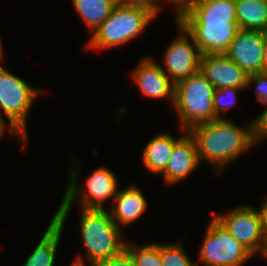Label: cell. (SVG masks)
<instances>
[{"instance_id": "1", "label": "cell", "mask_w": 267, "mask_h": 266, "mask_svg": "<svg viewBox=\"0 0 267 266\" xmlns=\"http://www.w3.org/2000/svg\"><path fill=\"white\" fill-rule=\"evenodd\" d=\"M201 54H224L239 30L235 0H198L179 21Z\"/></svg>"}, {"instance_id": "2", "label": "cell", "mask_w": 267, "mask_h": 266, "mask_svg": "<svg viewBox=\"0 0 267 266\" xmlns=\"http://www.w3.org/2000/svg\"><path fill=\"white\" fill-rule=\"evenodd\" d=\"M244 127L225 118L195 125L188 133L195 140L200 162L208 161L217 173L257 144L254 120Z\"/></svg>"}, {"instance_id": "3", "label": "cell", "mask_w": 267, "mask_h": 266, "mask_svg": "<svg viewBox=\"0 0 267 266\" xmlns=\"http://www.w3.org/2000/svg\"><path fill=\"white\" fill-rule=\"evenodd\" d=\"M80 237L86 259L99 264L126 249L127 241L106 209L81 208Z\"/></svg>"}, {"instance_id": "4", "label": "cell", "mask_w": 267, "mask_h": 266, "mask_svg": "<svg viewBox=\"0 0 267 266\" xmlns=\"http://www.w3.org/2000/svg\"><path fill=\"white\" fill-rule=\"evenodd\" d=\"M75 167H72V171L69 173L70 183L65 189L62 202L60 203L58 210L56 211L53 219L61 226L64 227V223L69 211L75 200L79 199L81 208L87 209H105L104 203L117 195L118 192V179L113 171L106 167L96 168L86 178V182L82 187L78 186L79 167L76 163Z\"/></svg>"}, {"instance_id": "5", "label": "cell", "mask_w": 267, "mask_h": 266, "mask_svg": "<svg viewBox=\"0 0 267 266\" xmlns=\"http://www.w3.org/2000/svg\"><path fill=\"white\" fill-rule=\"evenodd\" d=\"M156 17L150 9L116 4L111 14L93 32L87 47L105 50L126 44L143 33Z\"/></svg>"}, {"instance_id": "6", "label": "cell", "mask_w": 267, "mask_h": 266, "mask_svg": "<svg viewBox=\"0 0 267 266\" xmlns=\"http://www.w3.org/2000/svg\"><path fill=\"white\" fill-rule=\"evenodd\" d=\"M214 86L200 70L175 84L173 106L179 116L180 130L216 120L213 101Z\"/></svg>"}, {"instance_id": "7", "label": "cell", "mask_w": 267, "mask_h": 266, "mask_svg": "<svg viewBox=\"0 0 267 266\" xmlns=\"http://www.w3.org/2000/svg\"><path fill=\"white\" fill-rule=\"evenodd\" d=\"M41 92L43 93L0 65V108L9 120L10 135L20 138L24 148L29 140L26 128L27 117L33 101L42 94Z\"/></svg>"}, {"instance_id": "8", "label": "cell", "mask_w": 267, "mask_h": 266, "mask_svg": "<svg viewBox=\"0 0 267 266\" xmlns=\"http://www.w3.org/2000/svg\"><path fill=\"white\" fill-rule=\"evenodd\" d=\"M199 250L204 266H242L254 256L213 218L206 229Z\"/></svg>"}, {"instance_id": "9", "label": "cell", "mask_w": 267, "mask_h": 266, "mask_svg": "<svg viewBox=\"0 0 267 266\" xmlns=\"http://www.w3.org/2000/svg\"><path fill=\"white\" fill-rule=\"evenodd\" d=\"M214 218L253 255L257 252L261 254L266 238L259 209L249 205L239 206Z\"/></svg>"}, {"instance_id": "10", "label": "cell", "mask_w": 267, "mask_h": 266, "mask_svg": "<svg viewBox=\"0 0 267 266\" xmlns=\"http://www.w3.org/2000/svg\"><path fill=\"white\" fill-rule=\"evenodd\" d=\"M175 23L181 33L165 49L163 64L160 67L168 78L177 84L200 70L202 54L192 35L178 21Z\"/></svg>"}, {"instance_id": "11", "label": "cell", "mask_w": 267, "mask_h": 266, "mask_svg": "<svg viewBox=\"0 0 267 266\" xmlns=\"http://www.w3.org/2000/svg\"><path fill=\"white\" fill-rule=\"evenodd\" d=\"M265 32L239 29L224 53L248 75L261 73Z\"/></svg>"}, {"instance_id": "12", "label": "cell", "mask_w": 267, "mask_h": 266, "mask_svg": "<svg viewBox=\"0 0 267 266\" xmlns=\"http://www.w3.org/2000/svg\"><path fill=\"white\" fill-rule=\"evenodd\" d=\"M200 72L214 86L220 88L247 89L248 74L225 54L201 56Z\"/></svg>"}, {"instance_id": "13", "label": "cell", "mask_w": 267, "mask_h": 266, "mask_svg": "<svg viewBox=\"0 0 267 266\" xmlns=\"http://www.w3.org/2000/svg\"><path fill=\"white\" fill-rule=\"evenodd\" d=\"M132 78L146 97L162 100L169 98L173 105L175 84L152 58L141 59L132 71Z\"/></svg>"}, {"instance_id": "14", "label": "cell", "mask_w": 267, "mask_h": 266, "mask_svg": "<svg viewBox=\"0 0 267 266\" xmlns=\"http://www.w3.org/2000/svg\"><path fill=\"white\" fill-rule=\"evenodd\" d=\"M200 163L195 140L184 130V135L174 144L167 167L162 173L165 183L173 185L181 182L195 172Z\"/></svg>"}, {"instance_id": "15", "label": "cell", "mask_w": 267, "mask_h": 266, "mask_svg": "<svg viewBox=\"0 0 267 266\" xmlns=\"http://www.w3.org/2000/svg\"><path fill=\"white\" fill-rule=\"evenodd\" d=\"M116 200L109 211L114 223L120 228L137 221L147 209V201L136 185L118 190Z\"/></svg>"}, {"instance_id": "16", "label": "cell", "mask_w": 267, "mask_h": 266, "mask_svg": "<svg viewBox=\"0 0 267 266\" xmlns=\"http://www.w3.org/2000/svg\"><path fill=\"white\" fill-rule=\"evenodd\" d=\"M181 137L175 138L166 131L151 138L142 151V163L148 172L162 174L165 171L173 146Z\"/></svg>"}, {"instance_id": "17", "label": "cell", "mask_w": 267, "mask_h": 266, "mask_svg": "<svg viewBox=\"0 0 267 266\" xmlns=\"http://www.w3.org/2000/svg\"><path fill=\"white\" fill-rule=\"evenodd\" d=\"M63 227L51 219L42 238L22 266H53Z\"/></svg>"}, {"instance_id": "18", "label": "cell", "mask_w": 267, "mask_h": 266, "mask_svg": "<svg viewBox=\"0 0 267 266\" xmlns=\"http://www.w3.org/2000/svg\"><path fill=\"white\" fill-rule=\"evenodd\" d=\"M239 29L267 32V0H235Z\"/></svg>"}, {"instance_id": "19", "label": "cell", "mask_w": 267, "mask_h": 266, "mask_svg": "<svg viewBox=\"0 0 267 266\" xmlns=\"http://www.w3.org/2000/svg\"><path fill=\"white\" fill-rule=\"evenodd\" d=\"M72 3L92 34L111 14L116 5L114 0H72Z\"/></svg>"}, {"instance_id": "20", "label": "cell", "mask_w": 267, "mask_h": 266, "mask_svg": "<svg viewBox=\"0 0 267 266\" xmlns=\"http://www.w3.org/2000/svg\"><path fill=\"white\" fill-rule=\"evenodd\" d=\"M127 240L126 250L135 261L136 266H162L160 260V243H150L141 247Z\"/></svg>"}, {"instance_id": "21", "label": "cell", "mask_w": 267, "mask_h": 266, "mask_svg": "<svg viewBox=\"0 0 267 266\" xmlns=\"http://www.w3.org/2000/svg\"><path fill=\"white\" fill-rule=\"evenodd\" d=\"M162 266H197L184 251L182 243L160 244Z\"/></svg>"}, {"instance_id": "22", "label": "cell", "mask_w": 267, "mask_h": 266, "mask_svg": "<svg viewBox=\"0 0 267 266\" xmlns=\"http://www.w3.org/2000/svg\"><path fill=\"white\" fill-rule=\"evenodd\" d=\"M240 91L244 90L240 88H220L215 90L213 107L217 119H225L221 113L223 112L226 115L227 110L236 105L237 93H240Z\"/></svg>"}, {"instance_id": "23", "label": "cell", "mask_w": 267, "mask_h": 266, "mask_svg": "<svg viewBox=\"0 0 267 266\" xmlns=\"http://www.w3.org/2000/svg\"><path fill=\"white\" fill-rule=\"evenodd\" d=\"M252 83L256 86L255 94L258 102H261L263 105L267 104V74H250L248 76L247 89L252 86Z\"/></svg>"}, {"instance_id": "24", "label": "cell", "mask_w": 267, "mask_h": 266, "mask_svg": "<svg viewBox=\"0 0 267 266\" xmlns=\"http://www.w3.org/2000/svg\"><path fill=\"white\" fill-rule=\"evenodd\" d=\"M161 1L163 2V0ZM197 1L198 0H166V2L172 3L174 4V6H176L175 7L176 16L174 21H179L186 13H188L193 8V6ZM155 4H156V16H157L160 13L159 11L162 9L160 8L161 7L160 0H155Z\"/></svg>"}, {"instance_id": "25", "label": "cell", "mask_w": 267, "mask_h": 266, "mask_svg": "<svg viewBox=\"0 0 267 266\" xmlns=\"http://www.w3.org/2000/svg\"><path fill=\"white\" fill-rule=\"evenodd\" d=\"M264 110L254 118V135L256 142L259 143L264 138H267V104Z\"/></svg>"}, {"instance_id": "26", "label": "cell", "mask_w": 267, "mask_h": 266, "mask_svg": "<svg viewBox=\"0 0 267 266\" xmlns=\"http://www.w3.org/2000/svg\"><path fill=\"white\" fill-rule=\"evenodd\" d=\"M98 266H136V264L130 253L125 249L119 255L100 262Z\"/></svg>"}, {"instance_id": "27", "label": "cell", "mask_w": 267, "mask_h": 266, "mask_svg": "<svg viewBox=\"0 0 267 266\" xmlns=\"http://www.w3.org/2000/svg\"><path fill=\"white\" fill-rule=\"evenodd\" d=\"M117 5L138 6L150 9L156 15L155 0H114Z\"/></svg>"}, {"instance_id": "28", "label": "cell", "mask_w": 267, "mask_h": 266, "mask_svg": "<svg viewBox=\"0 0 267 266\" xmlns=\"http://www.w3.org/2000/svg\"><path fill=\"white\" fill-rule=\"evenodd\" d=\"M259 210L262 216L264 235L267 240V196L263 199L262 205Z\"/></svg>"}, {"instance_id": "29", "label": "cell", "mask_w": 267, "mask_h": 266, "mask_svg": "<svg viewBox=\"0 0 267 266\" xmlns=\"http://www.w3.org/2000/svg\"><path fill=\"white\" fill-rule=\"evenodd\" d=\"M261 73L267 74V32H265L264 36V54Z\"/></svg>"}, {"instance_id": "30", "label": "cell", "mask_w": 267, "mask_h": 266, "mask_svg": "<svg viewBox=\"0 0 267 266\" xmlns=\"http://www.w3.org/2000/svg\"><path fill=\"white\" fill-rule=\"evenodd\" d=\"M82 256H78L74 261H73V264H71L70 266H87L84 262V259L83 257L81 258ZM89 266H98L97 263H94V262H91L89 261Z\"/></svg>"}, {"instance_id": "31", "label": "cell", "mask_w": 267, "mask_h": 266, "mask_svg": "<svg viewBox=\"0 0 267 266\" xmlns=\"http://www.w3.org/2000/svg\"><path fill=\"white\" fill-rule=\"evenodd\" d=\"M7 128H8V123H6L4 117L2 116V114L0 112V138H2V136L5 134V132H7L6 131Z\"/></svg>"}, {"instance_id": "32", "label": "cell", "mask_w": 267, "mask_h": 266, "mask_svg": "<svg viewBox=\"0 0 267 266\" xmlns=\"http://www.w3.org/2000/svg\"><path fill=\"white\" fill-rule=\"evenodd\" d=\"M261 256H263V258H267V240L263 246L262 252H261Z\"/></svg>"}, {"instance_id": "33", "label": "cell", "mask_w": 267, "mask_h": 266, "mask_svg": "<svg viewBox=\"0 0 267 266\" xmlns=\"http://www.w3.org/2000/svg\"><path fill=\"white\" fill-rule=\"evenodd\" d=\"M3 45H2V41H1V38H0V58H3Z\"/></svg>"}]
</instances>
